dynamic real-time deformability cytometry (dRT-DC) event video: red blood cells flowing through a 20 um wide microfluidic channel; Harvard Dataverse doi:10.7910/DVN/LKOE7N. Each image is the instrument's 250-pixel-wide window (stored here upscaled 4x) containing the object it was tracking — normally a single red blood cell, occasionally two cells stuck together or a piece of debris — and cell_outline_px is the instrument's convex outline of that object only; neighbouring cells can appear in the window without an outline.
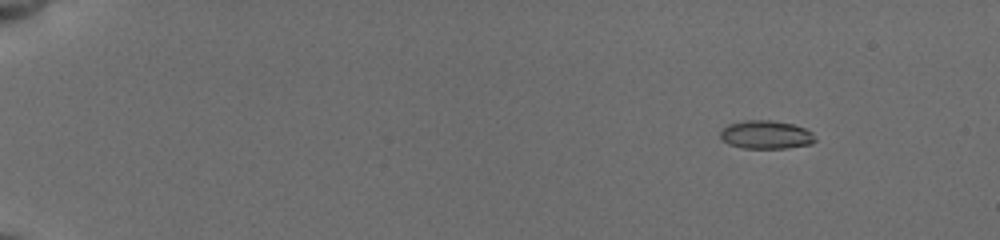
{"species": "common noctule bat (a hibernating species)", "species_latin": "Nyctalus noctula", "temperature_condition": "cold", "stored_images_in_passage": 28, "camera_frame_rate_fps": 3000, "um_per_image_px": 0.085, "animal": {"sex": "female", "body_mass_g": 19.5, "forearm_length_mm": 54.1}, "frame": {"image": 1, "passage_image": 9, "time_ms": 2.0, "image_size_px": [1000, 240], "cell_outline_px": [[816, 140], [812, 144], [788, 148], [744, 148], [728, 144], [720, 136], [720, 128], [728, 124], [744, 120], [772, 120], [792, 124], [804, 128], [812, 132]], "centroid_in_image_um": [65.1, 11.45], "position_along_channel_um": 19.9, "area_um2": 15.78}}
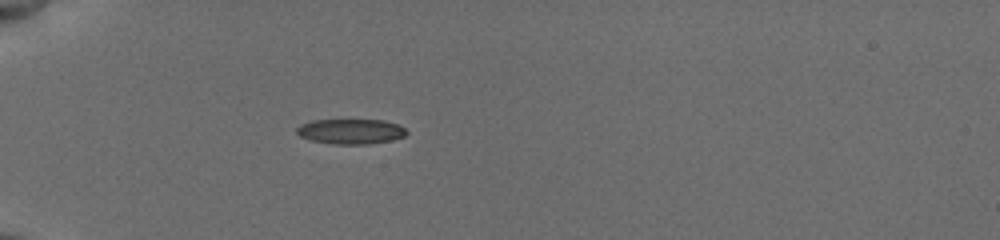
{"frame": {"image": 2, "passage_image": 27, "time_ms": 6.0, "image_size_px": [1000, 240], "cell_outline_px": [[408, 132], [404, 136], [392, 140], [368, 144], [336, 144], [312, 140], [300, 136], [296, 132], [296, 128], [300, 124], [312, 120], [384, 120], [396, 124], [404, 128]], "centroid_in_image_um": [29.8, 11.16], "position_along_channel_um": 55.2, "area_um2": 15.95}}